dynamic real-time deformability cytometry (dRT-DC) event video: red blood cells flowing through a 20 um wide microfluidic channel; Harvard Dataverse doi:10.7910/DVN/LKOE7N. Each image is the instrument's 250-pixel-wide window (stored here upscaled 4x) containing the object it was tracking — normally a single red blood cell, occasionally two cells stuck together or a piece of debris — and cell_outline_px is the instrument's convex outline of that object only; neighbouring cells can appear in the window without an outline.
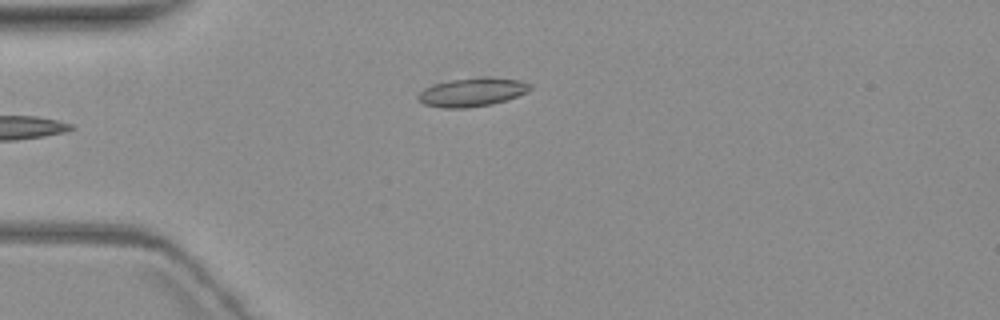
{"species": "common noctule bat (a hibernating species)", "species_latin": "Nyctalus noctula", "temperature_condition": "warm", "stored_images_in_passage": 3, "camera_frame_rate_fps": 3000, "um_per_image_px": 0.085, "animal": {"sex": "female", "body_mass_g": 19.3, "forearm_length_mm": 54.1}, "frame": {"image": 1, "passage_image": 3, "time_ms": 2.667, "image_size_px": [1000, 320], "cell_outline_px": [[532, 88], [528, 92], [492, 104], [468, 108], [444, 108], [424, 104], [416, 96], [424, 88], [432, 84], [452, 80], [480, 76], [492, 76], [520, 80], [532, 84]], "centroid_in_image_um": [40.16, 7.81], "position_along_channel_um": 44.8, "area_um2": 18.9}}